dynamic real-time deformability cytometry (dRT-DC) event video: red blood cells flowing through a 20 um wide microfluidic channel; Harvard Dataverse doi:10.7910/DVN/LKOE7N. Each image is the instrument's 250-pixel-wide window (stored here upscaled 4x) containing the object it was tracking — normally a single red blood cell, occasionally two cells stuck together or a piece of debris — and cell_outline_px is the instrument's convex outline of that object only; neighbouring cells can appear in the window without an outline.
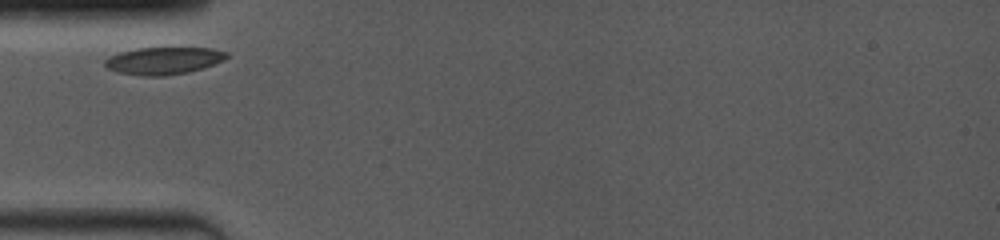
{"species": "common noctule bat (a hibernating species)", "species_latin": "Nyctalus noctula", "temperature_condition": "room temperature", "stored_images_in_passage": 7, "camera_frame_rate_fps": 4000, "um_per_image_px": 0.085, "animal": {"sex": "female", "body_mass_g": 19.0, "forearm_length_mm": 53.3}, "frame": {"image": 1, "passage_image": 1, "time_ms": 0.0, "image_size_px": [1000, 240], "cell_outline_px": [[228, 56], [224, 60], [204, 68], [188, 72], [164, 76], [144, 76], [116, 72], [108, 68], [104, 64], [104, 60], [108, 56], [120, 52], [136, 48], [212, 48], [228, 52]], "centroid_in_image_um": [13.9, 5.16], "position_along_channel_um": 71.1, "area_um2": 19.48}}
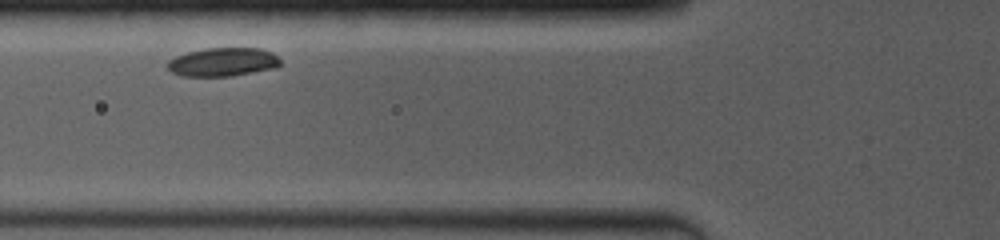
{"frame": {"image": 2, "passage_image": 3, "time_ms": 1.0, "image_size_px": [1000, 240], "cell_outline_px": [[280, 64], [276, 68], [232, 76], [180, 76], [172, 72], [168, 68], [168, 60], [176, 56], [188, 52], [204, 48], [260, 48], [272, 52], [280, 60]], "centroid_in_image_um": [18.95, 5.27], "position_along_channel_um": 106.9, "area_um2": 18.84}}
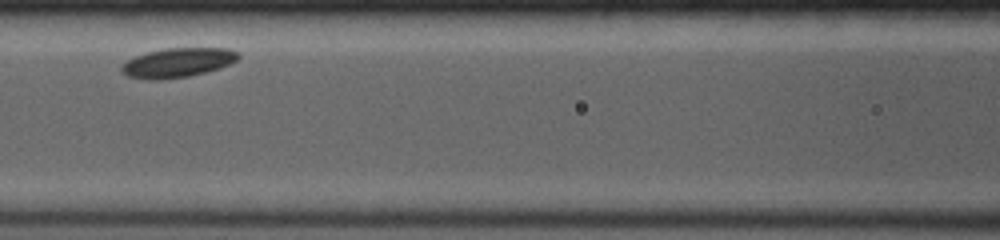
{"frame": {"image": 3, "passage_image": 6, "time_ms": 2.25, "image_size_px": [1000, 240], "cell_outline_px": [[240, 56], [236, 60], [220, 68], [188, 76], [156, 80], [148, 80], [128, 76], [120, 72], [120, 64], [136, 56], [148, 52], [164, 48], [228, 48], [240, 52]], "centroid_in_image_um": [15.08, 5.32], "position_along_channel_um": 151.5, "area_um2": 20.0}}